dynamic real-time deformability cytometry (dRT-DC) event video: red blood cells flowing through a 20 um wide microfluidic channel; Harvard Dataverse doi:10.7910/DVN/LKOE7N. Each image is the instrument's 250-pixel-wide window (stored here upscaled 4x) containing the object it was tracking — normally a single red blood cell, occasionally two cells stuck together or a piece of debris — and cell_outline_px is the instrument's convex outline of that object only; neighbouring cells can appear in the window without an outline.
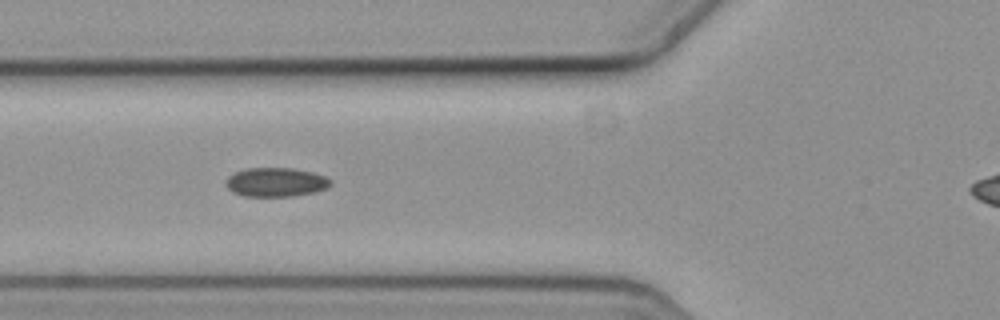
{"species": "common noctule bat (a hibernating species)", "species_latin": "Nyctalus noctula", "temperature_condition": "cold", "stored_images_in_passage": 7, "camera_frame_rate_fps": 3000, "um_per_image_px": 0.085, "animal": {"sex": "female", "body_mass_g": 19.3, "forearm_length_mm": 54.1}, "frame": {"image": 1, "passage_image": 6, "time_ms": 1.667, "image_size_px": [1000, 320], "cell_outline_px": [[332, 184], [328, 188], [316, 192], [292, 196], [244, 196], [232, 192], [224, 184], [228, 176], [244, 168], [292, 168], [312, 172], [324, 176], [332, 180]], "centroid_in_image_um": [23.45, 15.48], "position_along_channel_um": 102.3, "area_um2": 17.86}}
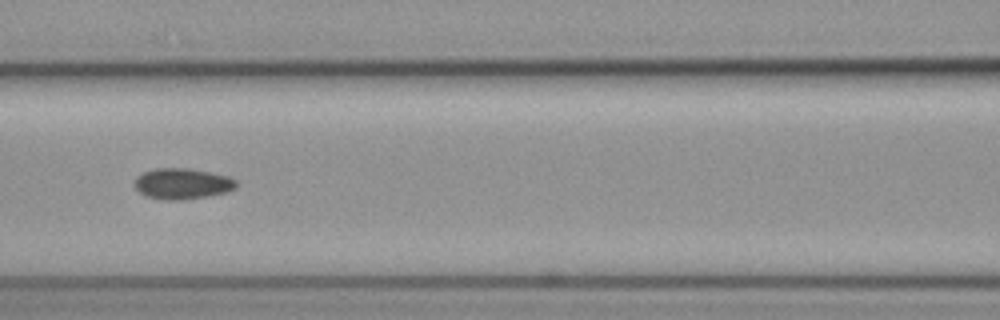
{"frame": {"image": 2, "passage_image": 7, "time_ms": 2.0, "image_size_px": [1000, 320], "cell_outline_px": [[236, 188], [224, 192], [184, 200], [168, 200], [144, 196], [136, 188], [136, 180], [144, 172], [156, 168], [188, 168], [228, 176], [236, 180]], "centroid_in_image_um": [15.5, 15.61], "position_along_channel_um": 151.1, "area_um2": 17.92}}